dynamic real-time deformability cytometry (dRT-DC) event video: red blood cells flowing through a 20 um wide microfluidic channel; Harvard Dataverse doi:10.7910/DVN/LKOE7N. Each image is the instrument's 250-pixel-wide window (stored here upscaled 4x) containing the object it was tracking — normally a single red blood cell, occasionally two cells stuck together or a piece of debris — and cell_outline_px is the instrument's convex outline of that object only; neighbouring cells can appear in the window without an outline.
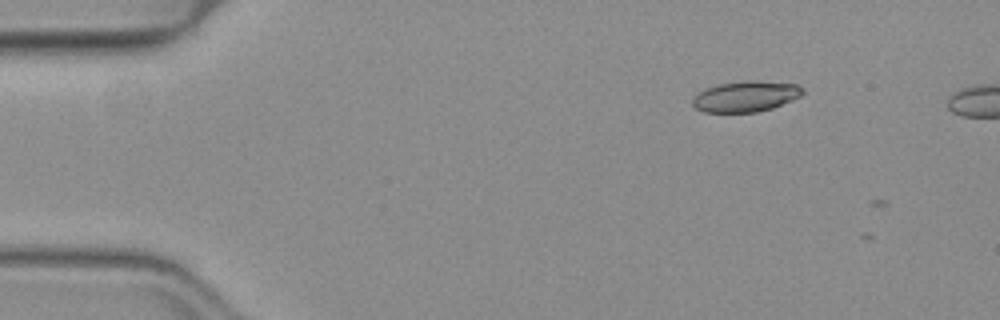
{"species": "common noctule bat (a hibernating species)", "species_latin": "Nyctalus noctula", "temperature_condition": "warm", "stored_images_in_passage": 2, "camera_frame_rate_fps": 3000, "um_per_image_px": 0.085, "animal": {"sex": "female", "body_mass_g": 19.3, "forearm_length_mm": 54.1}, "frame": {"image": 1, "passage_image": 1, "time_ms": 0.0, "image_size_px": [1000, 320], "cell_outline_px": [[804, 92], [800, 96], [792, 100], [772, 108], [756, 112], [704, 112], [696, 108], [692, 104], [692, 100], [696, 92], [720, 84], [748, 80], [796, 84], [804, 88]], "centroid_in_image_um": [63.38, 8.2], "position_along_channel_um": 21.6, "area_um2": 19.59}}